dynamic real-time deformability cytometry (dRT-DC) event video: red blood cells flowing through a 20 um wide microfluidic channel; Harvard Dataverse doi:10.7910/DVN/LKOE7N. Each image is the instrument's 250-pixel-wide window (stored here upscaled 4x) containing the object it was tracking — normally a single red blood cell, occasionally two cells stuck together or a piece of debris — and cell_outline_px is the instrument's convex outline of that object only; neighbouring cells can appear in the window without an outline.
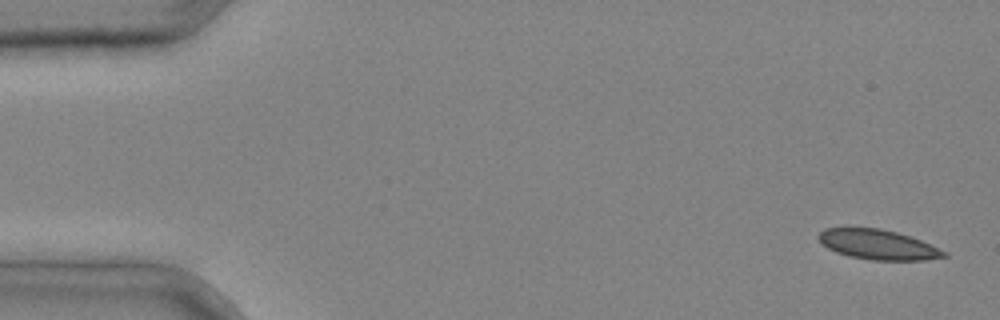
{"species": "common noctule bat (a hibernating species)", "species_latin": "Nyctalus noctula", "temperature_condition": "cold", "stored_images_in_passage": 4, "camera_frame_rate_fps": 3000, "um_per_image_px": 0.085, "animal": {"sex": "male", "body_mass_g": 20.4}, "frame": {"image": 1, "passage_image": 1, "time_ms": 0.0, "image_size_px": [1000, 320], "cell_outline_px": [[948, 256], [924, 260], [872, 260], [848, 256], [836, 252], [828, 248], [816, 236], [824, 228], [880, 228], [896, 232], [920, 240], [948, 252]], "centroid_in_image_um": [74.63, 20.79], "position_along_channel_um": 10.4, "area_um2": 21.68}}
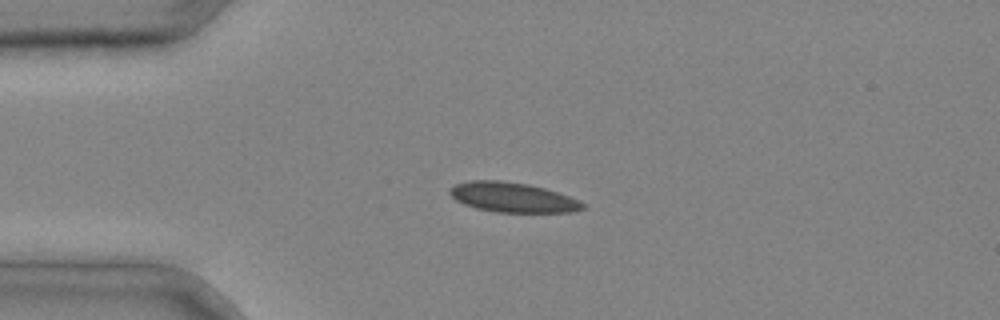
{"frame": {"image": 2, "passage_image": 3, "time_ms": 0.667, "image_size_px": [1000, 320], "cell_outline_px": [[588, 204], [584, 208], [572, 212], [496, 212], [476, 208], [464, 204], [456, 200], [448, 192], [456, 184], [468, 180], [500, 180], [528, 184], [544, 188], [580, 200]], "centroid_in_image_um": [43.59, 16.77], "position_along_channel_um": 41.4, "area_um2": 23.06}}